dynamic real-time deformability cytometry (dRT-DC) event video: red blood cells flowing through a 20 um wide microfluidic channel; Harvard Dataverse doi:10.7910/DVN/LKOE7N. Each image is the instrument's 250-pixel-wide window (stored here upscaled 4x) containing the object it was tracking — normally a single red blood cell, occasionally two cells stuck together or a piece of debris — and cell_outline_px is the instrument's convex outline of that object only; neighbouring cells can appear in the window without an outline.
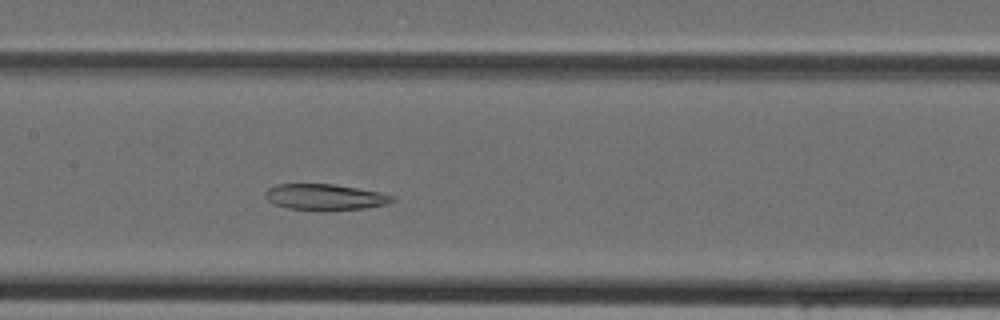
{"species": "Egyptian fruit bat (a non-hibernating species)", "species_latin": "Rousettus aegyptiacus", "temperature_condition": "cold", "stored_images_in_passage": 40, "camera_frame_rate_fps": 3000, "um_per_image_px": 0.085, "animal": {"sex": "female"}, "frame": {"image": 1, "passage_image": 17, "time_ms": 5.333, "image_size_px": [1000, 320], "cell_outline_px": [[396, 200], [384, 204], [364, 208], [324, 212], [288, 208], [276, 204], [268, 200], [264, 196], [264, 192], [268, 188], [276, 184], [336, 184], [380, 192], [396, 196]], "centroid_in_image_um": [27.63, 16.76], "position_along_channel_um": 179.8, "area_um2": 19.65}}
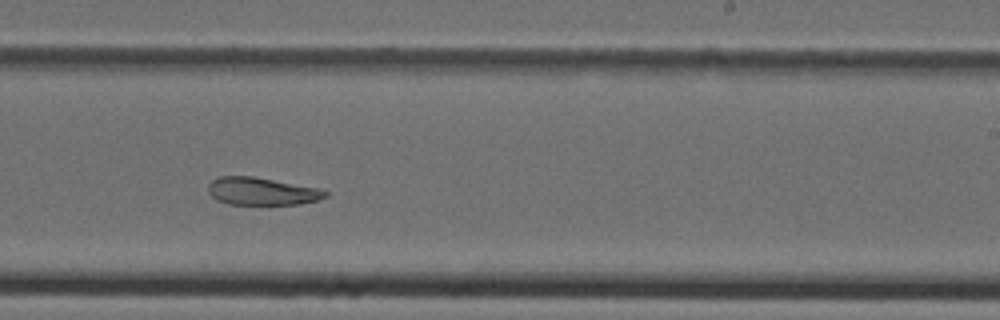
{"frame": {"image": 2, "passage_image": 23, "time_ms": 7.333, "image_size_px": [1000, 320], "cell_outline_px": [[328, 196], [320, 200], [300, 204], [228, 204], [216, 200], [208, 192], [208, 184], [212, 180], [220, 176], [252, 176], [320, 188], [328, 192]], "centroid_in_image_um": [22.27, 16.26], "position_along_channel_um": 266.7, "area_um2": 18.96}}
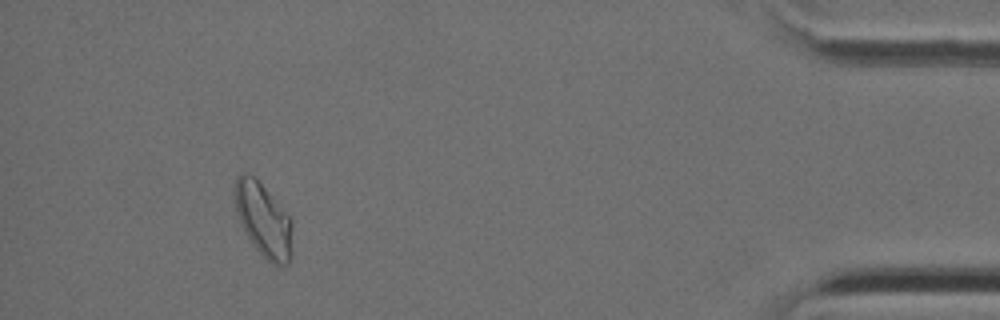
{"frame": {"image": 3, "passage_image": 37, "time_ms": 12.0, "image_size_px": [1000, 320], "cell_outline_px": [[292, 256], [288, 264], [280, 268], [276, 268], [256, 248], [240, 224], [236, 212], [232, 192], [236, 176], [240, 172], [248, 172], [264, 188], [292, 220]], "centroid_in_image_um": [22.37, 18.71], "position_along_channel_um": 412.8, "area_um2": 24.97}}